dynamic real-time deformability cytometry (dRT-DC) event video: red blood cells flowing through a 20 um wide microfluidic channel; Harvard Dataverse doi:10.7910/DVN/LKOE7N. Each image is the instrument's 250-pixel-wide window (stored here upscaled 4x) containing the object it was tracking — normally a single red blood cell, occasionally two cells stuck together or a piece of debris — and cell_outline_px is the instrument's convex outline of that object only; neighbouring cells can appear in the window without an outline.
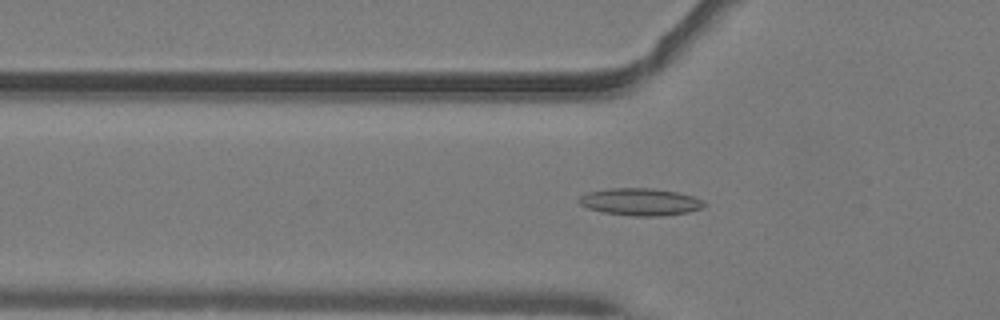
{"species": "common noctule bat (a hibernating species)", "species_latin": "Nyctalus noctula", "temperature_condition": "warm", "stored_images_in_passage": 51, "camera_frame_rate_fps": 3000, "um_per_image_px": 0.085, "animal": {"sex": "male", "body_mass_g": 19.2, "forearm_length_mm": 51.8}, "frame": {"image": 1, "passage_image": 18, "time_ms": 5.667, "image_size_px": [1000, 320], "cell_outline_px": [[704, 204], [700, 208], [688, 212], [660, 216], [632, 216], [604, 212], [588, 208], [580, 204], [576, 200], [580, 196], [588, 192], [608, 188], [652, 188], [676, 192], [692, 196], [704, 200]], "centroid_in_image_um": [54.39, 17.15], "position_along_channel_um": 71.4, "area_um2": 19.77}}
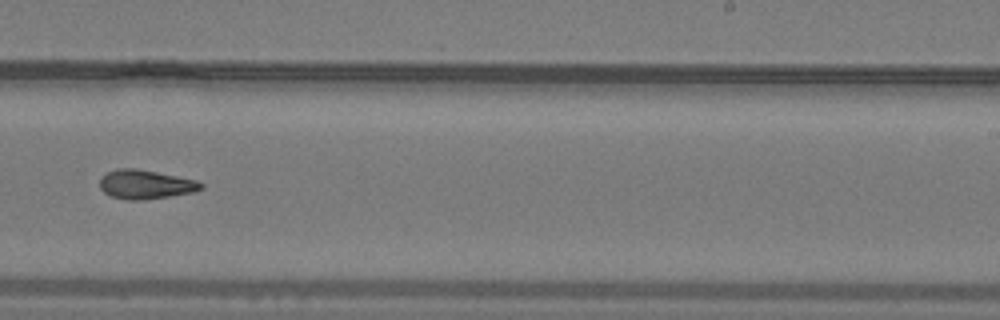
{"frame": {"image": 2, "passage_image": 33, "time_ms": 10.667, "image_size_px": [1000, 320], "cell_outline_px": [[204, 188], [196, 192], [140, 200], [128, 200], [112, 196], [104, 192], [100, 188], [100, 180], [108, 172], [116, 168], [136, 168], [196, 180], [204, 184]], "centroid_in_image_um": [12.39, 15.67], "position_along_channel_um": 276.6, "area_um2": 16.99}}
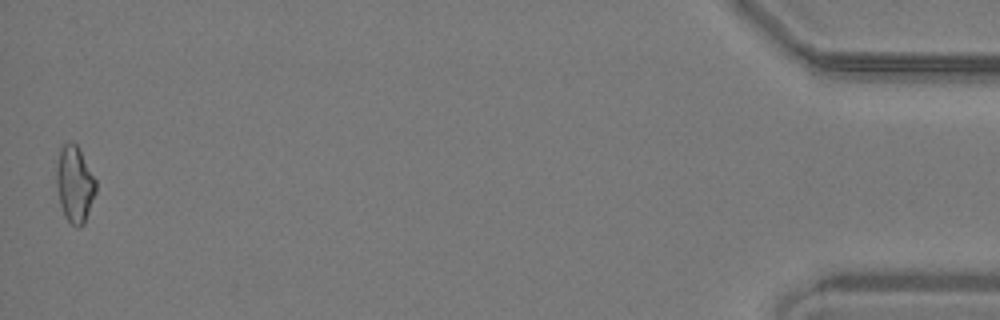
{"frame": {"image": 3, "passage_image": 51, "time_ms": 16.667, "image_size_px": [1000, 320], "cell_outline_px": [[96, 192], [84, 224], [80, 228], [76, 228], [64, 216], [60, 204], [56, 184], [56, 168], [60, 148], [64, 144], [76, 144], [96, 180]], "centroid_in_image_um": [6.34, 15.71], "position_along_channel_um": 428.9, "area_um2": 17.4}, "authors_computed_cell_mechanics": {"area_um2": 17.1088, "velocity_mm_per_s": 4.0892, "shape_relaxation_time_tau1_ms": 9.1853, "shape_relaxation_time_tau2_ms": 3.4195, "deformation_change_tau1": 0.202, "deformation_change_tau2": 0.1031}}